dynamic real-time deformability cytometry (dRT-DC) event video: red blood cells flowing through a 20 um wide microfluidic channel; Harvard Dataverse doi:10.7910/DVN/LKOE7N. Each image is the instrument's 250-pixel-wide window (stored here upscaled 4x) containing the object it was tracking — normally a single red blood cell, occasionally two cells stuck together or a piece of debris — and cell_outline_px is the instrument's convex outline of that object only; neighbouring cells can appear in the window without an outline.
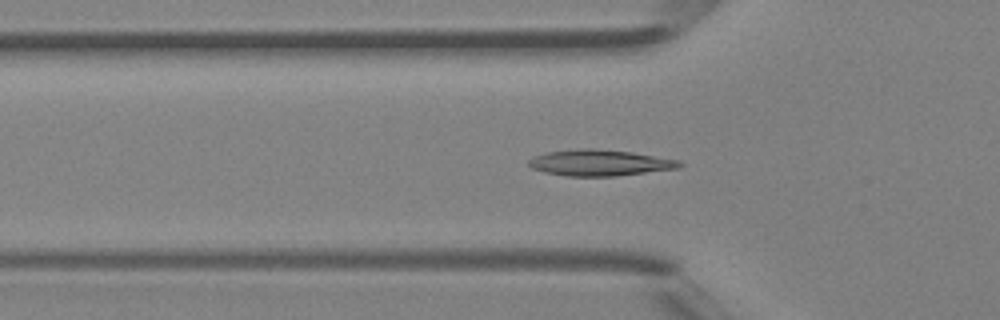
{"species": "Egyptian fruit bat (a non-hibernating species)", "species_latin": "Rousettus aegyptiacus", "temperature_condition": "room temperature", "stored_images_in_passage": 43, "segment_of_instrument_passage": [1, 2], "camera_frame_rate_fps": 3000, "um_per_image_px": 0.085, "animal": {"sex": "female"}, "frame": {"image": 1, "passage_image": 11, "time_ms": 3.333, "image_size_px": [1000, 320], "cell_outline_px": [[684, 164], [680, 168], [616, 176], [568, 176], [544, 172], [532, 168], [528, 164], [528, 160], [532, 156], [548, 152], [580, 148], [592, 148], [632, 152], [680, 160]], "centroid_in_image_um": [50.99, 13.83], "position_along_channel_um": 74.8, "area_um2": 23.06}}
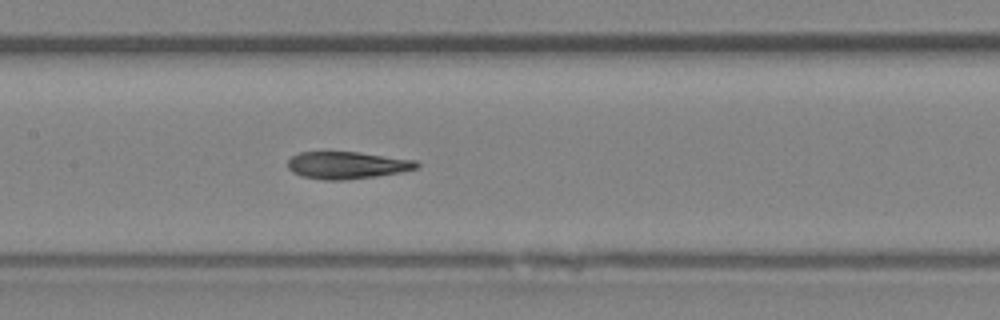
{"frame": {"image": 2, "passage_image": 18, "time_ms": 5.667, "image_size_px": [1000, 320], "cell_outline_px": [[420, 164], [416, 168], [400, 172], [376, 176], [344, 180], [324, 180], [300, 176], [292, 172], [288, 168], [288, 160], [292, 156], [300, 152], [356, 152], [416, 160]], "centroid_in_image_um": [29.47, 14.05], "position_along_channel_um": 177.9, "area_um2": 20.35}}
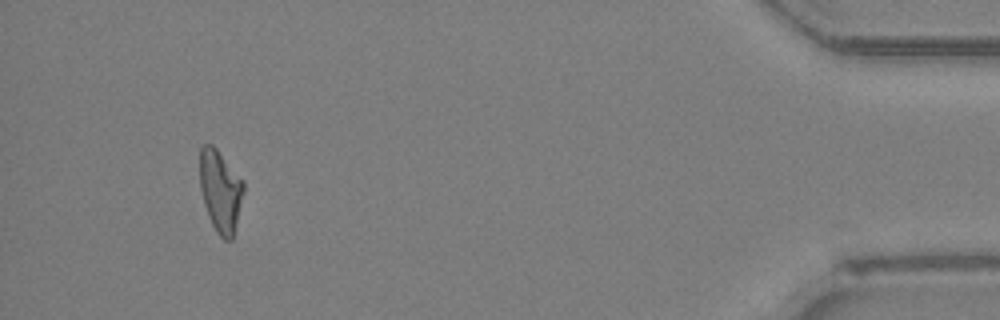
{"frame": {"image": 3, "passage_image": 39, "time_ms": 12.667, "image_size_px": [1000, 320], "cell_outline_px": [[244, 192], [232, 240], [224, 240], [216, 232], [208, 216], [204, 204], [200, 188], [200, 148], [204, 144], [212, 144], [216, 148], [244, 180]], "centroid_in_image_um": [18.74, 16.22], "position_along_channel_um": 416.5, "area_um2": 20.98}}